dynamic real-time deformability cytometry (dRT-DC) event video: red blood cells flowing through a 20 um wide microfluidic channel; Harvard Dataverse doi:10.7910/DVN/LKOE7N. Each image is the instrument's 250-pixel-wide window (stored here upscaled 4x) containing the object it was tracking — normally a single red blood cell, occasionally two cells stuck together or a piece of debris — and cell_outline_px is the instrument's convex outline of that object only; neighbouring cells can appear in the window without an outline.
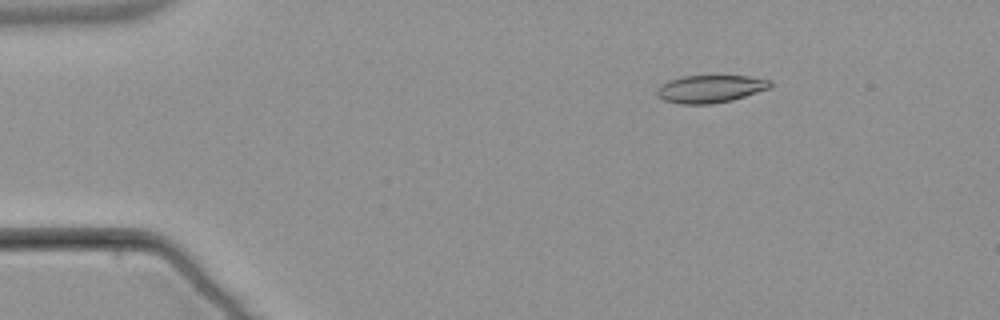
{"species": "common noctule bat (a hibernating species)", "species_latin": "Nyctalus noctula", "temperature_condition": "warm", "stored_images_in_passage": 4, "camera_frame_rate_fps": 3000, "um_per_image_px": 0.085, "animal": {"sex": "male", "body_mass_g": 21.5, "forearm_length_mm": 52.0}, "frame": {"image": 1, "passage_image": 2, "time_ms": 1.333, "image_size_px": [1000, 320], "cell_outline_px": [[772, 84], [768, 88], [732, 100], [712, 104], [680, 104], [664, 100], [656, 92], [660, 84], [668, 80], [684, 76], [752, 76], [772, 80]], "centroid_in_image_um": [60.37, 7.54], "position_along_channel_um": 24.6, "area_um2": 18.15}}